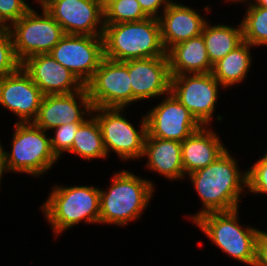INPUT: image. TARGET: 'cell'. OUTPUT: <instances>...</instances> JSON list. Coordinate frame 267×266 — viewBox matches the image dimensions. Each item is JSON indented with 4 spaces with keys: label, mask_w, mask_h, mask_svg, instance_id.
<instances>
[{
    "label": "cell",
    "mask_w": 267,
    "mask_h": 266,
    "mask_svg": "<svg viewBox=\"0 0 267 266\" xmlns=\"http://www.w3.org/2000/svg\"><path fill=\"white\" fill-rule=\"evenodd\" d=\"M237 167L236 159L226 150L213 163L188 175L204 206L191 216L193 222L207 213L239 208L241 192L247 188V172L241 173Z\"/></svg>",
    "instance_id": "cell-1"
},
{
    "label": "cell",
    "mask_w": 267,
    "mask_h": 266,
    "mask_svg": "<svg viewBox=\"0 0 267 266\" xmlns=\"http://www.w3.org/2000/svg\"><path fill=\"white\" fill-rule=\"evenodd\" d=\"M104 57L124 62L132 59L167 56L159 19L148 17L138 22L104 24Z\"/></svg>",
    "instance_id": "cell-2"
},
{
    "label": "cell",
    "mask_w": 267,
    "mask_h": 266,
    "mask_svg": "<svg viewBox=\"0 0 267 266\" xmlns=\"http://www.w3.org/2000/svg\"><path fill=\"white\" fill-rule=\"evenodd\" d=\"M153 185L126 170L114 174L109 191L100 189L99 223L123 226L139 219L152 198Z\"/></svg>",
    "instance_id": "cell-3"
},
{
    "label": "cell",
    "mask_w": 267,
    "mask_h": 266,
    "mask_svg": "<svg viewBox=\"0 0 267 266\" xmlns=\"http://www.w3.org/2000/svg\"><path fill=\"white\" fill-rule=\"evenodd\" d=\"M56 186L42 206L55 236L82 220L91 224L99 223L100 188Z\"/></svg>",
    "instance_id": "cell-4"
},
{
    "label": "cell",
    "mask_w": 267,
    "mask_h": 266,
    "mask_svg": "<svg viewBox=\"0 0 267 266\" xmlns=\"http://www.w3.org/2000/svg\"><path fill=\"white\" fill-rule=\"evenodd\" d=\"M238 219V209H235L207 213L199 217L195 223L226 254L253 266L259 230L249 226L244 229Z\"/></svg>",
    "instance_id": "cell-5"
},
{
    "label": "cell",
    "mask_w": 267,
    "mask_h": 266,
    "mask_svg": "<svg viewBox=\"0 0 267 266\" xmlns=\"http://www.w3.org/2000/svg\"><path fill=\"white\" fill-rule=\"evenodd\" d=\"M12 149L6 153L9 171L40 176L58 160L52 152L50 137L33 122L15 123Z\"/></svg>",
    "instance_id": "cell-6"
},
{
    "label": "cell",
    "mask_w": 267,
    "mask_h": 266,
    "mask_svg": "<svg viewBox=\"0 0 267 266\" xmlns=\"http://www.w3.org/2000/svg\"><path fill=\"white\" fill-rule=\"evenodd\" d=\"M38 14L30 9L11 24V36L16 57L20 62L28 57L49 53L65 35L60 24L45 10Z\"/></svg>",
    "instance_id": "cell-7"
},
{
    "label": "cell",
    "mask_w": 267,
    "mask_h": 266,
    "mask_svg": "<svg viewBox=\"0 0 267 266\" xmlns=\"http://www.w3.org/2000/svg\"><path fill=\"white\" fill-rule=\"evenodd\" d=\"M124 108L96 107L94 117L97 119L102 132L106 153L113 151L123 160L140 158L143 155L147 125L145 116L142 118L140 131L126 120L121 111Z\"/></svg>",
    "instance_id": "cell-8"
},
{
    "label": "cell",
    "mask_w": 267,
    "mask_h": 266,
    "mask_svg": "<svg viewBox=\"0 0 267 266\" xmlns=\"http://www.w3.org/2000/svg\"><path fill=\"white\" fill-rule=\"evenodd\" d=\"M49 53L85 86L105 58L103 37L65 34Z\"/></svg>",
    "instance_id": "cell-9"
},
{
    "label": "cell",
    "mask_w": 267,
    "mask_h": 266,
    "mask_svg": "<svg viewBox=\"0 0 267 266\" xmlns=\"http://www.w3.org/2000/svg\"><path fill=\"white\" fill-rule=\"evenodd\" d=\"M85 86L93 108H125L133 102L128 61L104 58Z\"/></svg>",
    "instance_id": "cell-10"
},
{
    "label": "cell",
    "mask_w": 267,
    "mask_h": 266,
    "mask_svg": "<svg viewBox=\"0 0 267 266\" xmlns=\"http://www.w3.org/2000/svg\"><path fill=\"white\" fill-rule=\"evenodd\" d=\"M220 86L212 72L171 75L170 92L206 126L212 120Z\"/></svg>",
    "instance_id": "cell-11"
},
{
    "label": "cell",
    "mask_w": 267,
    "mask_h": 266,
    "mask_svg": "<svg viewBox=\"0 0 267 266\" xmlns=\"http://www.w3.org/2000/svg\"><path fill=\"white\" fill-rule=\"evenodd\" d=\"M41 7L60 24L65 34L103 36L102 0H44Z\"/></svg>",
    "instance_id": "cell-12"
},
{
    "label": "cell",
    "mask_w": 267,
    "mask_h": 266,
    "mask_svg": "<svg viewBox=\"0 0 267 266\" xmlns=\"http://www.w3.org/2000/svg\"><path fill=\"white\" fill-rule=\"evenodd\" d=\"M147 136L183 142L202 125L170 92L145 115Z\"/></svg>",
    "instance_id": "cell-13"
},
{
    "label": "cell",
    "mask_w": 267,
    "mask_h": 266,
    "mask_svg": "<svg viewBox=\"0 0 267 266\" xmlns=\"http://www.w3.org/2000/svg\"><path fill=\"white\" fill-rule=\"evenodd\" d=\"M44 94L20 67L0 78V105L20 118V123L33 122L39 112Z\"/></svg>",
    "instance_id": "cell-14"
},
{
    "label": "cell",
    "mask_w": 267,
    "mask_h": 266,
    "mask_svg": "<svg viewBox=\"0 0 267 266\" xmlns=\"http://www.w3.org/2000/svg\"><path fill=\"white\" fill-rule=\"evenodd\" d=\"M77 98L81 105L77 102ZM79 105L84 110H81ZM92 109L93 106L86 86L70 94L44 95L38 115L33 123L45 131L63 124L83 123L86 120L83 115L93 116L90 114Z\"/></svg>",
    "instance_id": "cell-15"
},
{
    "label": "cell",
    "mask_w": 267,
    "mask_h": 266,
    "mask_svg": "<svg viewBox=\"0 0 267 266\" xmlns=\"http://www.w3.org/2000/svg\"><path fill=\"white\" fill-rule=\"evenodd\" d=\"M21 67L44 95L70 94L84 87L77 77L50 53L28 57L21 62Z\"/></svg>",
    "instance_id": "cell-16"
},
{
    "label": "cell",
    "mask_w": 267,
    "mask_h": 266,
    "mask_svg": "<svg viewBox=\"0 0 267 266\" xmlns=\"http://www.w3.org/2000/svg\"><path fill=\"white\" fill-rule=\"evenodd\" d=\"M133 102L170 93L171 74L167 56L128 60Z\"/></svg>",
    "instance_id": "cell-17"
},
{
    "label": "cell",
    "mask_w": 267,
    "mask_h": 266,
    "mask_svg": "<svg viewBox=\"0 0 267 266\" xmlns=\"http://www.w3.org/2000/svg\"><path fill=\"white\" fill-rule=\"evenodd\" d=\"M161 13L158 19L166 51L177 43L201 35L207 22L192 8L173 1Z\"/></svg>",
    "instance_id": "cell-18"
},
{
    "label": "cell",
    "mask_w": 267,
    "mask_h": 266,
    "mask_svg": "<svg viewBox=\"0 0 267 266\" xmlns=\"http://www.w3.org/2000/svg\"><path fill=\"white\" fill-rule=\"evenodd\" d=\"M202 126L181 142V157L184 173H190L213 163L227 149L213 130Z\"/></svg>",
    "instance_id": "cell-19"
},
{
    "label": "cell",
    "mask_w": 267,
    "mask_h": 266,
    "mask_svg": "<svg viewBox=\"0 0 267 266\" xmlns=\"http://www.w3.org/2000/svg\"><path fill=\"white\" fill-rule=\"evenodd\" d=\"M170 74L209 73L213 70L202 35L175 44L167 51Z\"/></svg>",
    "instance_id": "cell-20"
},
{
    "label": "cell",
    "mask_w": 267,
    "mask_h": 266,
    "mask_svg": "<svg viewBox=\"0 0 267 266\" xmlns=\"http://www.w3.org/2000/svg\"><path fill=\"white\" fill-rule=\"evenodd\" d=\"M143 157L147 156V167L168 179L183 178L181 142L146 137Z\"/></svg>",
    "instance_id": "cell-21"
},
{
    "label": "cell",
    "mask_w": 267,
    "mask_h": 266,
    "mask_svg": "<svg viewBox=\"0 0 267 266\" xmlns=\"http://www.w3.org/2000/svg\"><path fill=\"white\" fill-rule=\"evenodd\" d=\"M201 35L212 65L244 42L241 23L238 28H234L222 24L210 26L206 22Z\"/></svg>",
    "instance_id": "cell-22"
},
{
    "label": "cell",
    "mask_w": 267,
    "mask_h": 266,
    "mask_svg": "<svg viewBox=\"0 0 267 266\" xmlns=\"http://www.w3.org/2000/svg\"><path fill=\"white\" fill-rule=\"evenodd\" d=\"M250 47L243 42L213 65L212 74L224 89L245 80L252 63Z\"/></svg>",
    "instance_id": "cell-23"
},
{
    "label": "cell",
    "mask_w": 267,
    "mask_h": 266,
    "mask_svg": "<svg viewBox=\"0 0 267 266\" xmlns=\"http://www.w3.org/2000/svg\"><path fill=\"white\" fill-rule=\"evenodd\" d=\"M68 152L75 153V155L77 154L87 160L107 157L101 128L94 116L85 120L78 127L72 148Z\"/></svg>",
    "instance_id": "cell-24"
},
{
    "label": "cell",
    "mask_w": 267,
    "mask_h": 266,
    "mask_svg": "<svg viewBox=\"0 0 267 266\" xmlns=\"http://www.w3.org/2000/svg\"><path fill=\"white\" fill-rule=\"evenodd\" d=\"M241 25L244 42L251 46L267 45V8L255 6L250 0Z\"/></svg>",
    "instance_id": "cell-25"
},
{
    "label": "cell",
    "mask_w": 267,
    "mask_h": 266,
    "mask_svg": "<svg viewBox=\"0 0 267 266\" xmlns=\"http://www.w3.org/2000/svg\"><path fill=\"white\" fill-rule=\"evenodd\" d=\"M103 11L104 24L138 22L148 18L137 0H106Z\"/></svg>",
    "instance_id": "cell-26"
},
{
    "label": "cell",
    "mask_w": 267,
    "mask_h": 266,
    "mask_svg": "<svg viewBox=\"0 0 267 266\" xmlns=\"http://www.w3.org/2000/svg\"><path fill=\"white\" fill-rule=\"evenodd\" d=\"M21 67L16 57L10 32L0 33V78L12 74Z\"/></svg>",
    "instance_id": "cell-27"
},
{
    "label": "cell",
    "mask_w": 267,
    "mask_h": 266,
    "mask_svg": "<svg viewBox=\"0 0 267 266\" xmlns=\"http://www.w3.org/2000/svg\"><path fill=\"white\" fill-rule=\"evenodd\" d=\"M81 124L82 123H68L54 128L55 136L50 138V143L52 152L57 158L65 151L68 152L72 148L75 133Z\"/></svg>",
    "instance_id": "cell-28"
},
{
    "label": "cell",
    "mask_w": 267,
    "mask_h": 266,
    "mask_svg": "<svg viewBox=\"0 0 267 266\" xmlns=\"http://www.w3.org/2000/svg\"><path fill=\"white\" fill-rule=\"evenodd\" d=\"M246 172L248 190L255 194H267V154Z\"/></svg>",
    "instance_id": "cell-29"
},
{
    "label": "cell",
    "mask_w": 267,
    "mask_h": 266,
    "mask_svg": "<svg viewBox=\"0 0 267 266\" xmlns=\"http://www.w3.org/2000/svg\"><path fill=\"white\" fill-rule=\"evenodd\" d=\"M30 9L25 0H0V11L9 24L18 21Z\"/></svg>",
    "instance_id": "cell-30"
},
{
    "label": "cell",
    "mask_w": 267,
    "mask_h": 266,
    "mask_svg": "<svg viewBox=\"0 0 267 266\" xmlns=\"http://www.w3.org/2000/svg\"><path fill=\"white\" fill-rule=\"evenodd\" d=\"M253 266H267V232L259 230Z\"/></svg>",
    "instance_id": "cell-31"
},
{
    "label": "cell",
    "mask_w": 267,
    "mask_h": 266,
    "mask_svg": "<svg viewBox=\"0 0 267 266\" xmlns=\"http://www.w3.org/2000/svg\"><path fill=\"white\" fill-rule=\"evenodd\" d=\"M140 3L141 9L148 17L159 18L158 10L162 8L163 11L172 2L171 0H137ZM158 13V14H157Z\"/></svg>",
    "instance_id": "cell-32"
},
{
    "label": "cell",
    "mask_w": 267,
    "mask_h": 266,
    "mask_svg": "<svg viewBox=\"0 0 267 266\" xmlns=\"http://www.w3.org/2000/svg\"><path fill=\"white\" fill-rule=\"evenodd\" d=\"M6 151L3 150V147L0 143V181L2 179V174L4 171H9L7 167V161H6Z\"/></svg>",
    "instance_id": "cell-33"
},
{
    "label": "cell",
    "mask_w": 267,
    "mask_h": 266,
    "mask_svg": "<svg viewBox=\"0 0 267 266\" xmlns=\"http://www.w3.org/2000/svg\"><path fill=\"white\" fill-rule=\"evenodd\" d=\"M8 22L9 21L3 16V14L0 11V33L10 32L11 25L9 26Z\"/></svg>",
    "instance_id": "cell-34"
},
{
    "label": "cell",
    "mask_w": 267,
    "mask_h": 266,
    "mask_svg": "<svg viewBox=\"0 0 267 266\" xmlns=\"http://www.w3.org/2000/svg\"><path fill=\"white\" fill-rule=\"evenodd\" d=\"M254 5L267 8V0H255Z\"/></svg>",
    "instance_id": "cell-35"
},
{
    "label": "cell",
    "mask_w": 267,
    "mask_h": 266,
    "mask_svg": "<svg viewBox=\"0 0 267 266\" xmlns=\"http://www.w3.org/2000/svg\"><path fill=\"white\" fill-rule=\"evenodd\" d=\"M226 1H227V0H226ZM228 1H235V2H237V1H240V2H242V1H243V2H244V1H247V2H248L249 0H228Z\"/></svg>",
    "instance_id": "cell-36"
},
{
    "label": "cell",
    "mask_w": 267,
    "mask_h": 266,
    "mask_svg": "<svg viewBox=\"0 0 267 266\" xmlns=\"http://www.w3.org/2000/svg\"><path fill=\"white\" fill-rule=\"evenodd\" d=\"M37 2H39V4H41V6L44 4V0H36Z\"/></svg>",
    "instance_id": "cell-37"
}]
</instances>
